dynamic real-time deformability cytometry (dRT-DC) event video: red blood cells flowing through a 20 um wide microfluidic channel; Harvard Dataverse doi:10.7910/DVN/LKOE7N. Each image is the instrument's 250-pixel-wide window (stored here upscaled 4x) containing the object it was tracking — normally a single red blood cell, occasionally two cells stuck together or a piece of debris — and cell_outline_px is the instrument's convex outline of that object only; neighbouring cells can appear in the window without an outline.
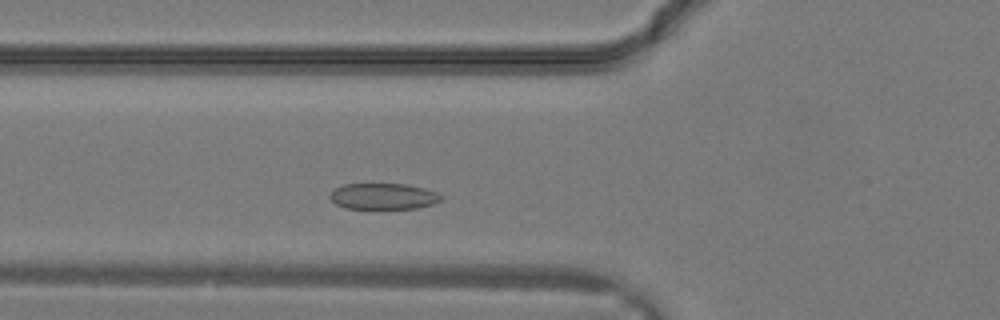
{"species": "common noctule bat (a hibernating species)", "species_latin": "Nyctalus noctula", "temperature_condition": "warm", "stored_images_in_passage": 25, "camera_frame_rate_fps": 3000, "um_per_image_px": 0.085, "animal": {"sex": "male", "body_mass_g": 19.2, "forearm_length_mm": 51.8}, "frame": {"image": 1, "passage_image": 4, "time_ms": 1.0, "image_size_px": [1000, 320], "cell_outline_px": [[440, 200], [432, 204], [416, 208], [344, 208], [336, 204], [328, 196], [336, 188], [344, 184], [408, 184], [424, 188], [436, 192], [440, 196]], "centroid_in_image_um": [32.55, 16.68], "position_along_channel_um": 93.2, "area_um2": 16.65}}
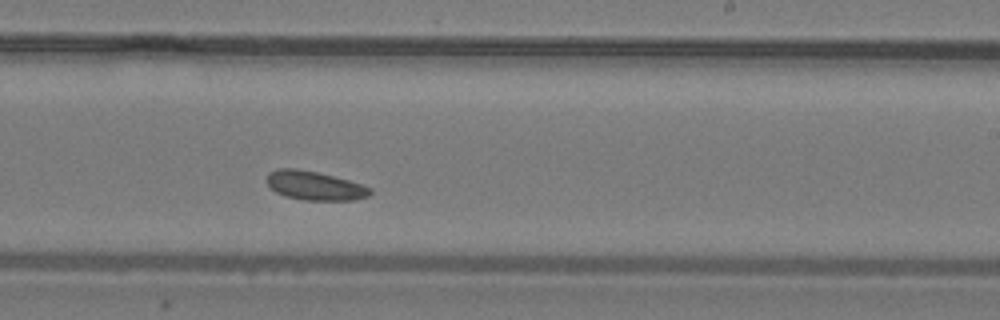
{"frame": {"image": 2, "passage_image": 12, "time_ms": 3.667, "image_size_px": [1000, 320], "cell_outline_px": [[372, 192], [368, 196], [352, 200], [304, 200], [284, 196], [276, 192], [268, 184], [268, 172], [280, 168], [296, 168], [316, 172], [348, 180], [372, 188]], "centroid_in_image_um": [26.75, 15.78], "position_along_channel_um": 262.3, "area_um2": 17.22}}
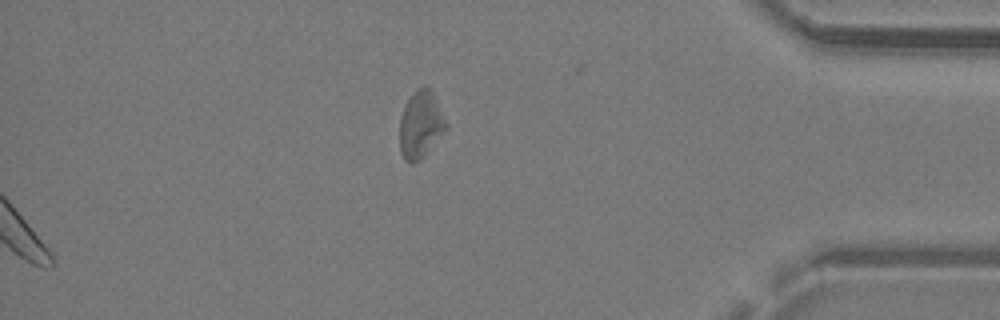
{"frame": {"image": 3, "passage_image": 25, "time_ms": 8.0, "image_size_px": [1000, 320], "cell_outline_px": [[448, 128], [420, 160], [412, 164], [408, 164], [404, 160], [400, 152], [400, 120], [404, 108], [412, 92], [420, 88], [428, 88], [432, 92], [448, 124]], "centroid_in_image_um": [35.75, 10.65], "position_along_channel_um": 399.5, "area_um2": 17.98}}